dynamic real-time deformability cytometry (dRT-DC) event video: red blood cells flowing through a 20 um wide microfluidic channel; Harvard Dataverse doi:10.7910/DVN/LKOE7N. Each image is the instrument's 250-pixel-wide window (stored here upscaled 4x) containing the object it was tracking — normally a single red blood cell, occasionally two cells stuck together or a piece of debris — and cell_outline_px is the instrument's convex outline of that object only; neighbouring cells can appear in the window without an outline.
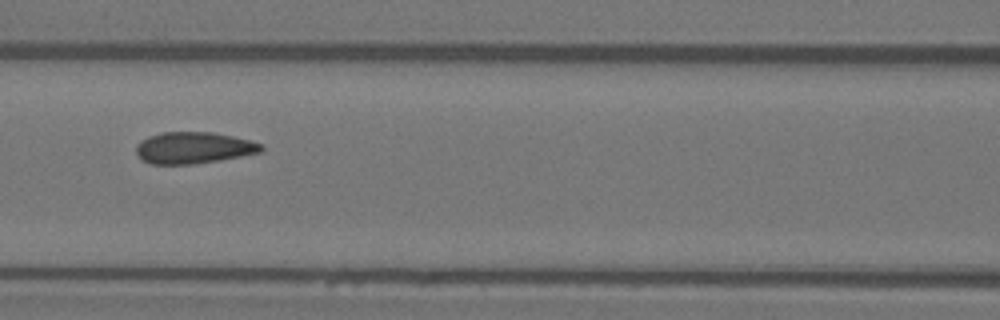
{"species": "Egyptian fruit bat (a non-hibernating species)", "species_latin": "Rousettus aegyptiacus", "temperature_condition": "warm", "stored_images_in_passage": 4, "camera_frame_rate_fps": 3000, "um_per_image_px": 0.085, "animal": {"sex": "female"}, "frame": {"image": 1, "passage_image": 4, "time_ms": 5.0, "image_size_px": [1000, 320], "cell_outline_px": [[264, 148], [260, 152], [220, 160], [192, 164], [152, 164], [140, 160], [136, 152], [136, 144], [140, 140], [148, 136], [160, 132], [212, 132], [232, 136], [264, 144]], "centroid_in_image_um": [16.41, 12.56], "position_along_channel_um": 150.2, "area_um2": 23.12}}